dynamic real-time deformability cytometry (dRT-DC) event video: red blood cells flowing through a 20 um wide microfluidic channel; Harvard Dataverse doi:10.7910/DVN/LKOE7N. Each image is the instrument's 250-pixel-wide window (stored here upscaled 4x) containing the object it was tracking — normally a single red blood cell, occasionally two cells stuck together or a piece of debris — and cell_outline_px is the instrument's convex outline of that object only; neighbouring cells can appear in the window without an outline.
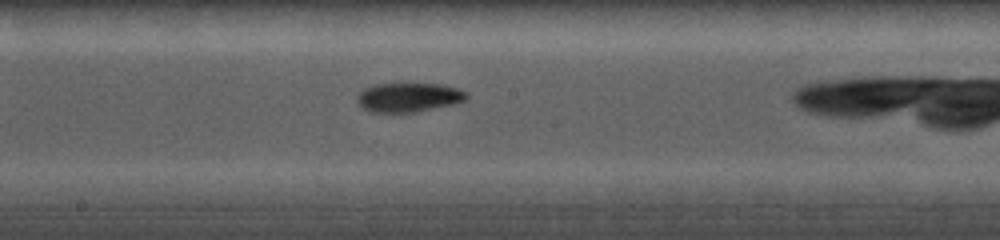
{"species": "common noctule bat (a hibernating species)", "species_latin": "Nyctalus noctula", "temperature_condition": "cold", "stored_images_in_passage": 17, "camera_frame_rate_fps": 5000, "um_per_image_px": 0.085, "animal": {"sex": "female", "body_mass_g": 19.0, "forearm_length_mm": 56.7}, "frame": {"image": 1, "passage_image": 6, "time_ms": 4.0, "image_size_px": [1000, 240], "cell_outline_px": [[468, 96], [464, 100], [452, 104], [416, 112], [372, 112], [364, 108], [356, 100], [356, 96], [364, 88], [376, 84], [444, 84], [468, 92]], "centroid_in_image_um": [34.73, 8.27], "position_along_channel_um": 213.5, "area_um2": 18.44}}